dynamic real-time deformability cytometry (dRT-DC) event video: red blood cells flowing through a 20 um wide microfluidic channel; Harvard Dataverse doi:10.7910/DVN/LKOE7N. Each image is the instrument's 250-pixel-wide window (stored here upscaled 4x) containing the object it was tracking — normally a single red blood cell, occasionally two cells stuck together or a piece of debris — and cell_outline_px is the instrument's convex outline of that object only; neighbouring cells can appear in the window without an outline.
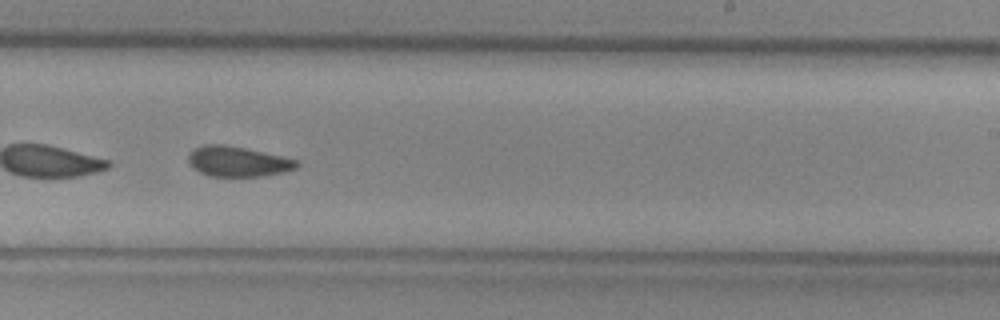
{"species": "common noctule bat (a hibernating species)", "species_latin": "Nyctalus noctula", "temperature_condition": "cold", "stored_images_in_passage": 53, "camera_frame_rate_fps": 3000, "um_per_image_px": 0.085, "animal": {"sex": "female", "body_mass_g": 29.2, "forearm_length_mm": 56.3}, "frame": {"image": 1, "passage_image": 33, "time_ms": 10.667, "image_size_px": [1000, 320], "cell_outline_px": [[300, 164], [296, 168], [284, 172], [264, 176], [208, 176], [192, 168], [188, 164], [188, 156], [192, 148], [204, 144], [224, 144], [244, 148], [280, 156], [296, 160]], "centroid_in_image_um": [20.15, 13.73], "position_along_channel_um": 268.9, "area_um2": 19.13}}
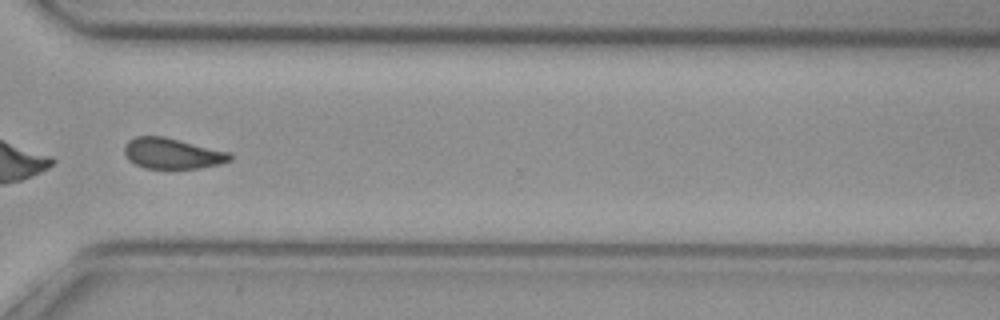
{"frame": {"image": 2, "passage_image": 40, "time_ms": 13.0, "image_size_px": [1000, 320], "cell_outline_px": [[232, 160], [220, 164], [200, 168], [144, 168], [128, 160], [124, 152], [124, 144], [128, 140], [136, 136], [164, 136], [232, 152]], "centroid_in_image_um": [14.66, 13.03], "position_along_channel_um": 355.9, "area_um2": 19.13}, "authors_computed_cell_mechanics": {"area_um2": 19.8254, "velocity_mm_per_s": 3.7298, "shape_relaxation_time_tau1_ms": null, "shape_relaxation_time_tau2_ms": 3.1442, "deformation_change_tau1": null, "deformation_change_tau2": 0.0849}}